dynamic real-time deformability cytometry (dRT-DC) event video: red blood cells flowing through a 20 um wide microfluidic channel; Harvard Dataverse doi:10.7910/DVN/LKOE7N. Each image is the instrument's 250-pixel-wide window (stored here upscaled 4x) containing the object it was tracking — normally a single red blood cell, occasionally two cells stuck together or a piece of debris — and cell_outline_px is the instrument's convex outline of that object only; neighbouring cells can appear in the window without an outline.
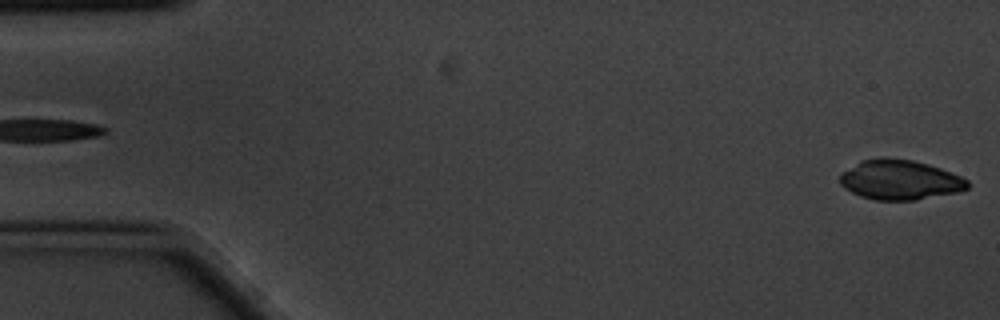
{"species": "common noctule bat (a hibernating species)", "species_latin": "Nyctalus noctula", "temperature_condition": "cold", "stored_images_in_passage": 5, "segment_of_instrument_passage": [2, 2], "camera_frame_rate_fps": 3000, "um_per_image_px": 0.085, "animal": {"sex": "male", "body_mass_g": 20.1, "forearm_length_mm": 53.5}, "frame": {"image": 1, "passage_image": 5, "time_ms": 1.333, "image_size_px": [1000, 320], "cell_outline_px": [[968, 188], [956, 192], [916, 200], [876, 200], [860, 196], [844, 188], [840, 184], [840, 172], [860, 160], [880, 156], [888, 156], [912, 160], [928, 164], [940, 168], [960, 176], [968, 180]], "centroid_in_image_um": [76.43, 15.26], "position_along_channel_um": 8.6, "area_um2": 29.88}}